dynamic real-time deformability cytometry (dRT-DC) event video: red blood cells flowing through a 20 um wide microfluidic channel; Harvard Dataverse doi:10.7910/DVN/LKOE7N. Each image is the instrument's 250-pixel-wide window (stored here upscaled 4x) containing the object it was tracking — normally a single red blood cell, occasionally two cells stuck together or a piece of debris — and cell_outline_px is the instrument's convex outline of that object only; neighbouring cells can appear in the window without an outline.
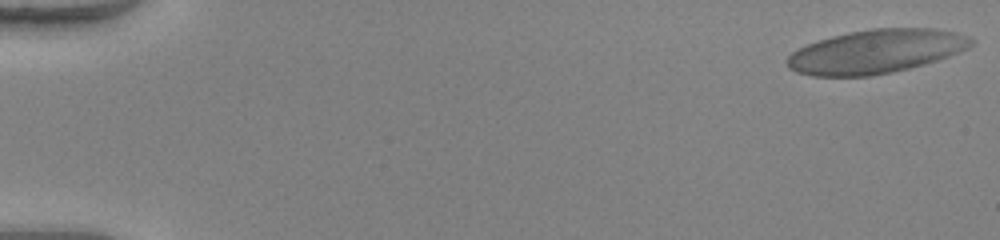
{"species": "human", "species_latin": "Homo sapiens", "temperature_condition": "warm", "stored_images_in_passage": 50, "camera_frame_rate_fps": 3000, "um_per_image_px": 0.085, "donor": {"sex": "female"}, "frame": {"image": 1, "passage_image": 1, "time_ms": 0.0, "image_size_px": [1000, 240], "cell_outline_px": [[972, 44], [968, 48], [948, 56], [924, 64], [908, 68], [868, 76], [812, 76], [796, 72], [788, 68], [784, 60], [792, 52], [808, 44], [832, 36], [848, 32], [872, 28], [932, 28], [952, 32], [968, 36], [972, 40]], "centroid_in_image_um": [74.4, 4.38], "position_along_channel_um": 10.6, "area_um2": 46.53}}
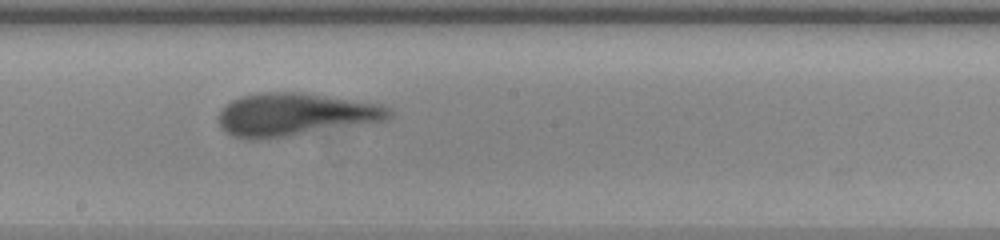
{"frame": {"image": 2, "passage_image": 29, "time_ms": 9.333, "image_size_px": [1000, 240], "cell_outline_px": [[392, 116], [384, 120], [284, 136], [256, 140], [248, 140], [232, 136], [220, 124], [216, 116], [232, 100], [240, 96], [264, 92], [300, 92], [380, 104], [392, 108]], "centroid_in_image_um": [25.04, 9.72], "position_along_channel_um": 223.2, "area_um2": 41.79}}
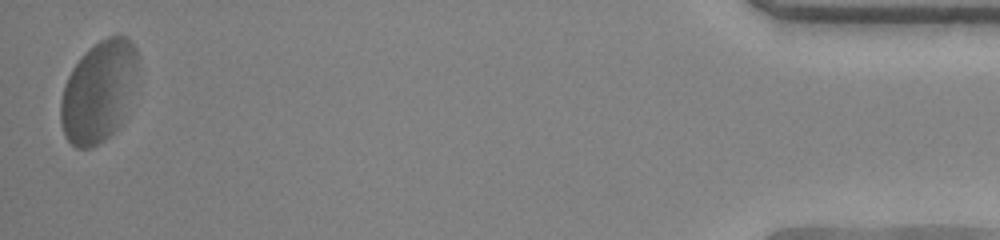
{"frame": {"image": 3, "passage_image": 50, "time_ms": 16.333, "image_size_px": [1000, 240], "cell_outline_px": [[136, 64], [120, 124], [104, 140], [92, 148], [76, 148], [64, 136], [60, 120], [60, 100], [64, 84], [72, 68], [84, 52], [100, 40], [108, 36], [128, 36], [136, 48]], "centroid_in_image_um": [8.29, 7.78], "position_along_channel_um": 426.9, "area_um2": 44.33}, "authors_computed_cell_mechanics": {"area_um2": 42.3674, "velocity_mm_per_s": 4.0592, "shape_relaxation_time_tau1_ms": 3.5379, "shape_relaxation_time_tau2_ms": 0.827, "deformation_change_tau1": 0.211, "deformation_change_tau2": 0.0974}}